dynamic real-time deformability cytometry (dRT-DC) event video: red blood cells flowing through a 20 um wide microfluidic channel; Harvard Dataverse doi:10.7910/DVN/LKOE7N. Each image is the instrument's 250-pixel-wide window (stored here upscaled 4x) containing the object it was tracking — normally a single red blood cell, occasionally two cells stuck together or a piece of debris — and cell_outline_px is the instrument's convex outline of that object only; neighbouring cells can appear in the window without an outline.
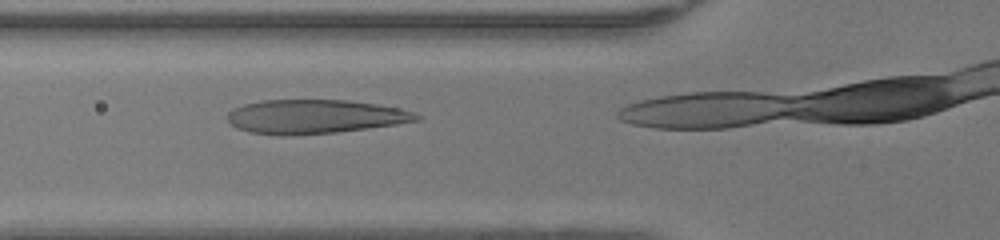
{"species": "human", "species_latin": "Homo sapiens", "temperature_condition": "warm", "stored_images_in_passage": 6, "camera_frame_rate_fps": 3000, "um_per_image_px": 0.085, "donor": {"sex": "female"}, "frame": {"image": 1, "passage_image": 3, "time_ms": 0.667, "image_size_px": [1000, 240], "cell_outline_px": [[420, 120], [396, 124], [368, 128], [336, 132], [284, 136], [276, 136], [248, 132], [236, 128], [228, 120], [228, 112], [232, 108], [244, 104], [260, 100], [348, 100], [376, 104], [396, 108], [412, 112], [420, 116]], "centroid_in_image_um": [26.68, 9.92], "position_along_channel_um": 99.1, "area_um2": 37.45}}